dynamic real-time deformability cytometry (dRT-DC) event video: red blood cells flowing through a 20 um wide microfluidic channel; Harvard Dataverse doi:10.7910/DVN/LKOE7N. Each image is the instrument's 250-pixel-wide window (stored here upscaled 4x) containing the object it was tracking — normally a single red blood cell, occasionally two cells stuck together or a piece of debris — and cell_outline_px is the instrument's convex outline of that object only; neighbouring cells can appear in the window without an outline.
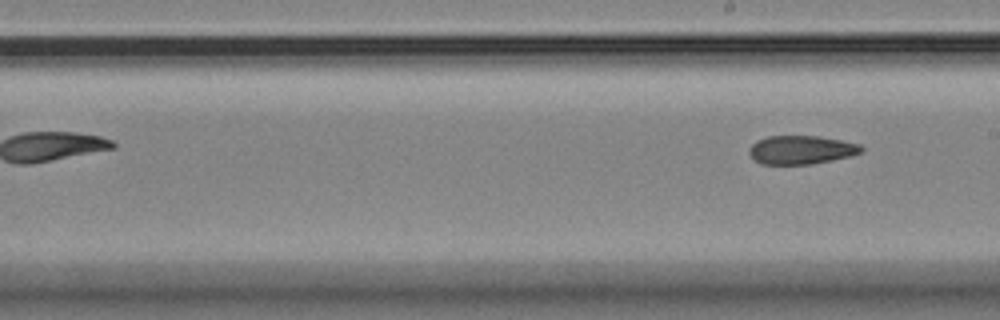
{"species": "Egyptian fruit bat (a non-hibernating species)", "species_latin": "Rousettus aegyptiacus", "temperature_condition": "room temperature", "stored_images_in_passage": 9, "camera_frame_rate_fps": 3000, "um_per_image_px": 0.085, "animal": {"sex": "female"}, "frame": {"image": 1, "passage_image": 9, "time_ms": 10.333, "image_size_px": [1000, 320], "cell_outline_px": [[864, 148], [860, 152], [852, 156], [832, 160], [808, 164], [760, 164], [748, 152], [748, 148], [756, 140], [768, 136], [820, 136], [860, 144]], "centroid_in_image_um": [68.09, 12.73], "position_along_channel_um": 220.9, "area_um2": 18.67}}